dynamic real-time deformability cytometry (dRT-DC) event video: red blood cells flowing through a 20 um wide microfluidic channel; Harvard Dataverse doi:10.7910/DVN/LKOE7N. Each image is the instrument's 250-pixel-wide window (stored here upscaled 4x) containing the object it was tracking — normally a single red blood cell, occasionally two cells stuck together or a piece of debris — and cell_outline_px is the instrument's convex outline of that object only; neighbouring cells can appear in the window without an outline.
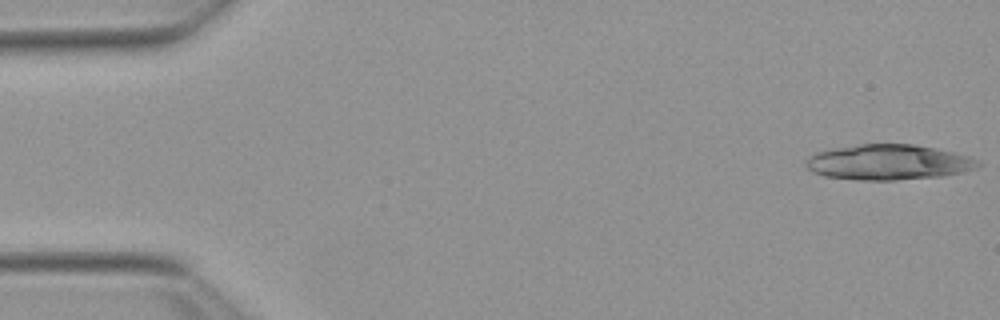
{"species": "Egyptian fruit bat (a non-hibernating species)", "species_latin": "Rousettus aegyptiacus", "temperature_condition": "warm", "stored_images_in_passage": 39, "camera_frame_rate_fps": 3000, "um_per_image_px": 0.085, "animal": {"sex": "female"}, "frame": {"image": 1, "passage_image": 1, "time_ms": 0.0, "image_size_px": [1000, 320], "cell_outline_px": [[984, 164], [980, 168], [964, 172], [940, 176], [896, 180], [856, 180], [824, 176], [812, 172], [804, 164], [808, 156], [816, 152], [832, 148], [860, 144], [912, 144], [936, 148], [968, 156]], "centroid_in_image_um": [75.52, 13.79], "position_along_channel_um": 9.5, "area_um2": 35.72}, "authors_computed_cell_mechanics": {"area_um2": 18.8428, "velocity_mm_per_s": 3.8652, "shape_relaxation_time_tau1_ms": 10.1278, "shape_relaxation_time_tau2_ms": null, "deformation_change_tau1": 0.2637, "deformation_change_tau2": null}}